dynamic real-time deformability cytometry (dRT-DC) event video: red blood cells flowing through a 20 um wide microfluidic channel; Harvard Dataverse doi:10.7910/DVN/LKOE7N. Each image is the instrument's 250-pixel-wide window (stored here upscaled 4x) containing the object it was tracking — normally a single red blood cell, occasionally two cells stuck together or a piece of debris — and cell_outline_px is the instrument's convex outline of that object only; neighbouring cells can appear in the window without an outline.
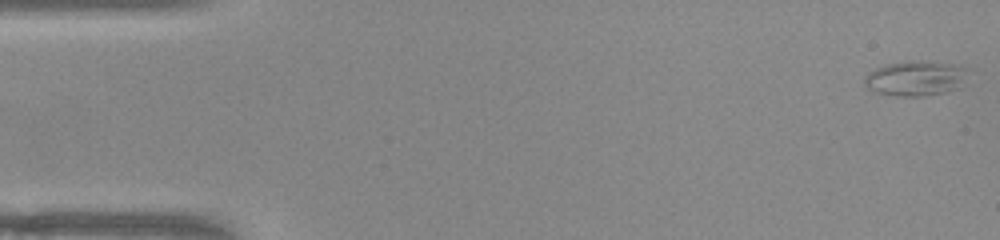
{"species": "common noctule bat (a hibernating species)", "species_latin": "Nyctalus noctula", "temperature_condition": "warm", "stored_images_in_passage": 51, "camera_frame_rate_fps": 3000, "um_per_image_px": 0.085, "animal": {"sex": "female", "body_mass_g": 22.0, "forearm_length_mm": 56.7}, "frame": {"image": 1, "passage_image": 1, "time_ms": 0.0, "image_size_px": [1000, 240], "cell_outline_px": [[964, 68], [960, 80], [956, 88], [948, 92], [924, 96], [896, 96], [872, 92], [864, 84], [864, 76], [868, 72], [884, 64], [908, 60], [932, 60], [952, 64]], "centroid_in_image_um": [77.67, 6.65], "position_along_channel_um": 7.3, "area_um2": 21.04}}
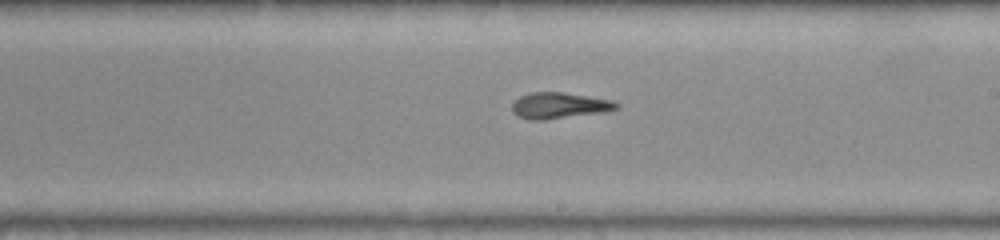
{"frame": {"image": 2, "passage_image": 29, "time_ms": 9.333, "image_size_px": [1000, 240], "cell_outline_px": [[620, 104], [616, 108], [608, 112], [544, 120], [528, 120], [516, 116], [512, 112], [512, 100], [520, 96], [532, 92], [564, 92], [612, 100]], "centroid_in_image_um": [47.51, 8.98], "position_along_channel_um": 241.5, "area_um2": 16.18}}
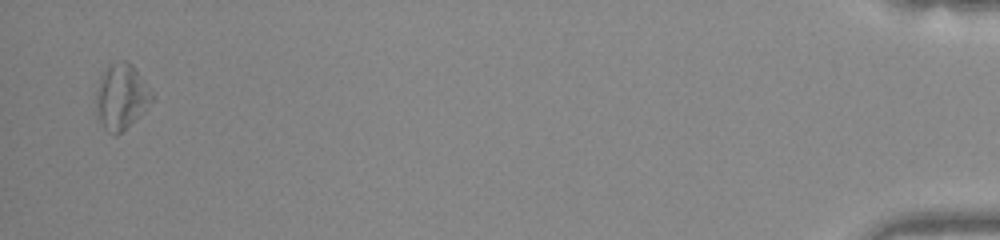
{"frame": {"image": 3, "passage_image": 50, "time_ms": 16.333, "image_size_px": [1000, 240], "cell_outline_px": [[152, 100], [116, 136], [112, 136], [104, 128], [100, 120], [96, 104], [96, 92], [100, 76], [108, 64], [124, 60], [132, 64], [152, 92]], "centroid_in_image_um": [10.27, 8.17], "position_along_channel_um": 424.9, "area_um2": 20.58}, "authors_computed_cell_mechanics": {"area_um2": 17.1088, "velocity_mm_per_s": 3.9591, "shape_relaxation_time_tau1_ms": 5.2312, "shape_relaxation_time_tau2_ms": 5.8636, "deformation_change_tau1": 0.1624, "deformation_change_tau2": 0.2121}}